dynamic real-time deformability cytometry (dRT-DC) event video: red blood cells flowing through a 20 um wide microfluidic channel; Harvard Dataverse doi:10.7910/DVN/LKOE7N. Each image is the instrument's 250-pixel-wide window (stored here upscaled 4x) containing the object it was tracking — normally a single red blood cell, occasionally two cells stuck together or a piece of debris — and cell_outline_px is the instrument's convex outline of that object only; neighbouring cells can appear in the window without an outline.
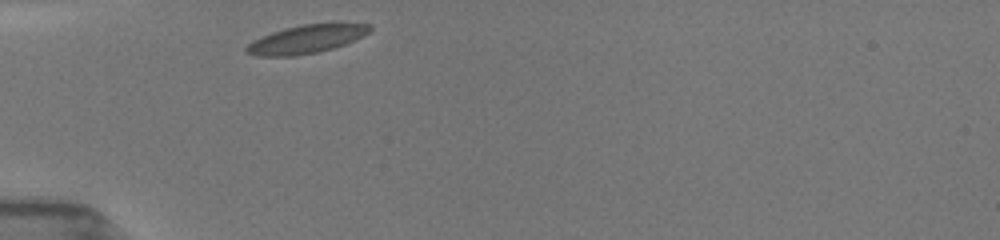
{"species": "common noctule bat (a hibernating species)", "species_latin": "Nyctalus noctula", "temperature_condition": "room temperature", "stored_images_in_passage": 5, "camera_frame_rate_fps": 3000, "um_per_image_px": 0.085, "animal": {"sex": "female", "body_mass_g": 19.5, "forearm_length_mm": 54.1}, "frame": {"image": 1, "passage_image": 1, "time_ms": 0.0, "image_size_px": [1000, 240], "cell_outline_px": [[372, 28], [364, 36], [344, 44], [320, 52], [296, 56], [256, 56], [244, 52], [244, 48], [252, 40], [272, 32], [284, 28], [304, 24], [336, 20], [372, 24]], "centroid_in_image_um": [26.11, 3.28], "position_along_channel_um": 58.9, "area_um2": 21.27}}
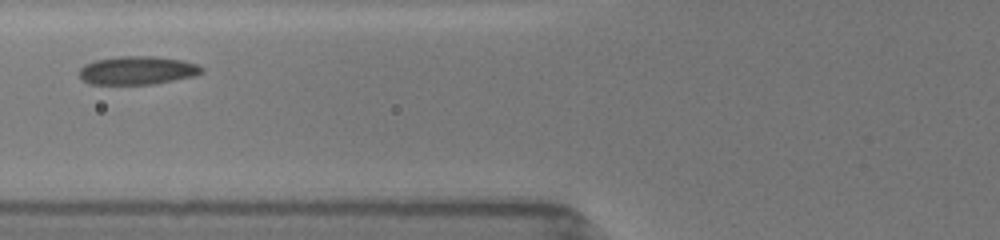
{"frame": {"image": 2, "passage_image": 4, "time_ms": 1.667, "image_size_px": [1000, 240], "cell_outline_px": [[204, 72], [192, 76], [152, 84], [88, 84], [80, 76], [80, 68], [84, 64], [96, 60], [120, 56], [156, 56], [180, 60], [196, 64], [204, 68]], "centroid_in_image_um": [11.66, 5.98], "position_along_channel_um": 114.1, "area_um2": 20.06}}